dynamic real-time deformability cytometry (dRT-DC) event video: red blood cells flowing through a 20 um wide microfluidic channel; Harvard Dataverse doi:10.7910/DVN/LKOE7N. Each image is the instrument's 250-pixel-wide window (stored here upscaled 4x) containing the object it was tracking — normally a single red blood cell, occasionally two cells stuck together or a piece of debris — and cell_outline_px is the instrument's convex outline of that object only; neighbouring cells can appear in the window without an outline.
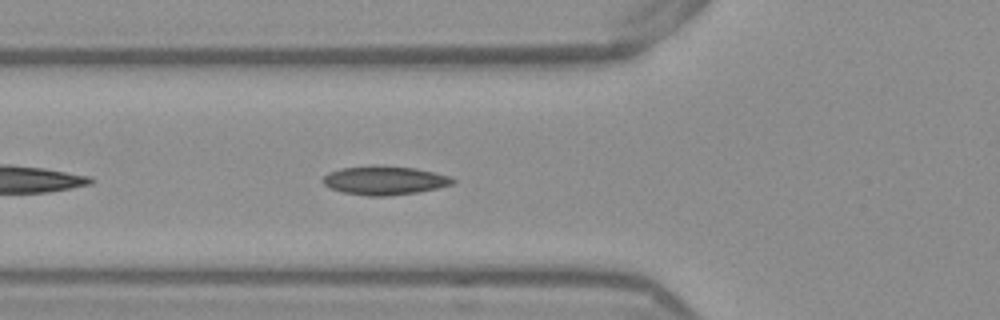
{"species": "Egyptian fruit bat (a non-hibernating species)", "species_latin": "Rousettus aegyptiacus", "temperature_condition": "warm", "stored_images_in_passage": 39, "camera_frame_rate_fps": 3000, "um_per_image_px": 0.085, "frame": {"image": 1, "passage_image": 5, "time_ms": 1.333, "image_size_px": [1000, 320], "cell_outline_px": [[456, 180], [452, 184], [436, 188], [416, 192], [384, 196], [368, 196], [344, 192], [328, 188], [320, 180], [328, 172], [340, 168], [372, 164], [384, 164], [416, 168], [452, 176]], "centroid_in_image_um": [32.65, 15.3], "position_along_channel_um": 93.2, "area_um2": 22.2}}
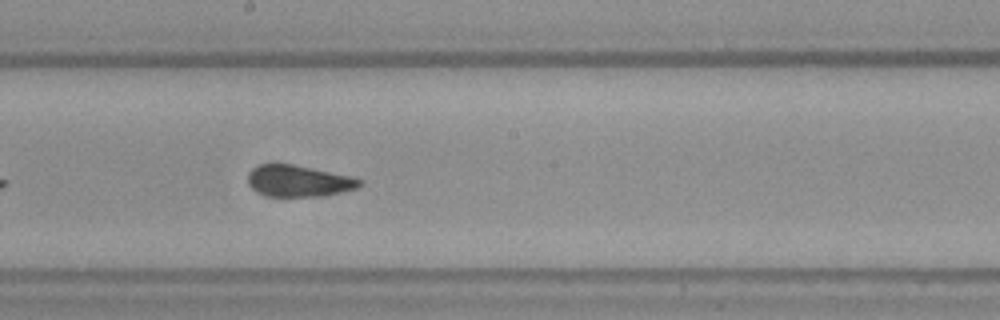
{"frame": {"image": 2, "passage_image": 15, "time_ms": 4.667, "image_size_px": [1000, 320], "cell_outline_px": [[364, 184], [356, 188], [324, 196], [268, 196], [252, 188], [248, 184], [248, 172], [252, 168], [260, 164], [296, 164], [348, 176], [364, 180]], "centroid_in_image_um": [25.38, 15.37], "position_along_channel_um": 222.8, "area_um2": 20.4}}
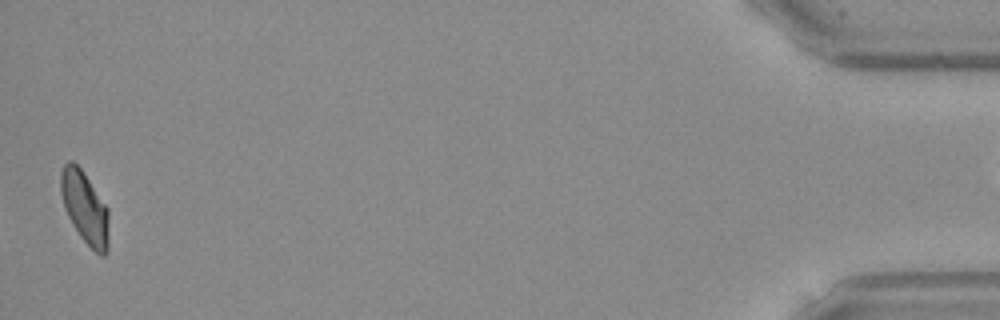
{"frame": {"image": 3, "passage_image": 38, "time_ms": 12.333, "image_size_px": [1000, 320], "cell_outline_px": [[108, 252], [104, 256], [100, 256], [80, 236], [72, 224], [64, 208], [60, 192], [60, 172], [64, 164], [68, 160], [72, 160], [84, 172], [108, 208]], "centroid_in_image_um": [7.2, 17.63], "position_along_channel_um": 428.0, "area_um2": 20.35}}